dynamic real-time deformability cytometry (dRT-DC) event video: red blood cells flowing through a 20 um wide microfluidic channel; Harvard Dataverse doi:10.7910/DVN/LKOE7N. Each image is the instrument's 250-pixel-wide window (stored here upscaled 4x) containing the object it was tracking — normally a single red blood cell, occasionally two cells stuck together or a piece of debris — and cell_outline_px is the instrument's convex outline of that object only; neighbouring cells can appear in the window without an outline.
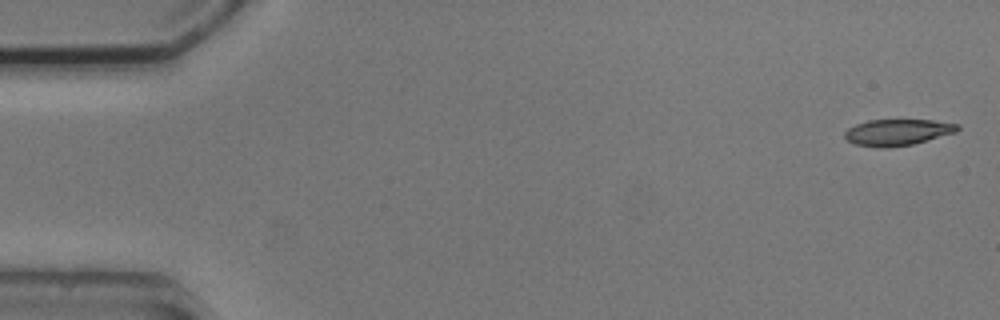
{"species": "common noctule bat (a hibernating species)", "species_latin": "Nyctalus noctula", "temperature_condition": "cold", "stored_images_in_passage": 5, "camera_frame_rate_fps": 3000, "um_per_image_px": 0.085, "animal": {"sex": "male", "body_mass_g": 20.5, "forearm_length_mm": 52.5}, "frame": {"image": 1, "passage_image": 1, "time_ms": 0.0, "image_size_px": [1000, 320], "cell_outline_px": [[960, 128], [956, 132], [912, 144], [884, 148], [856, 144], [848, 140], [844, 136], [844, 132], [848, 128], [856, 124], [868, 120], [932, 120], [960, 124]], "centroid_in_image_um": [76.3, 11.23], "position_along_channel_um": 8.7, "area_um2": 17.11}}
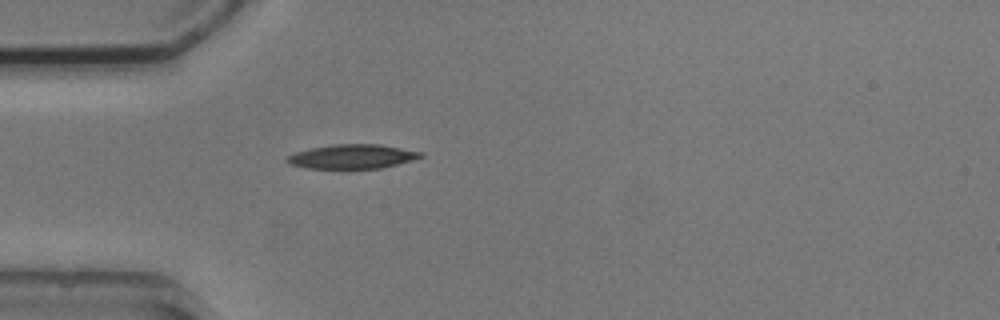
{"frame": {"image": 2, "passage_image": 5, "time_ms": 4.667, "image_size_px": [1000, 320], "cell_outline_px": [[424, 156], [412, 160], [380, 168], [344, 172], [340, 172], [308, 168], [288, 164], [284, 160], [284, 156], [296, 152], [312, 148], [332, 144], [380, 144], [424, 152]], "centroid_in_image_um": [29.87, 13.36], "position_along_channel_um": 55.1, "area_um2": 20.0}}